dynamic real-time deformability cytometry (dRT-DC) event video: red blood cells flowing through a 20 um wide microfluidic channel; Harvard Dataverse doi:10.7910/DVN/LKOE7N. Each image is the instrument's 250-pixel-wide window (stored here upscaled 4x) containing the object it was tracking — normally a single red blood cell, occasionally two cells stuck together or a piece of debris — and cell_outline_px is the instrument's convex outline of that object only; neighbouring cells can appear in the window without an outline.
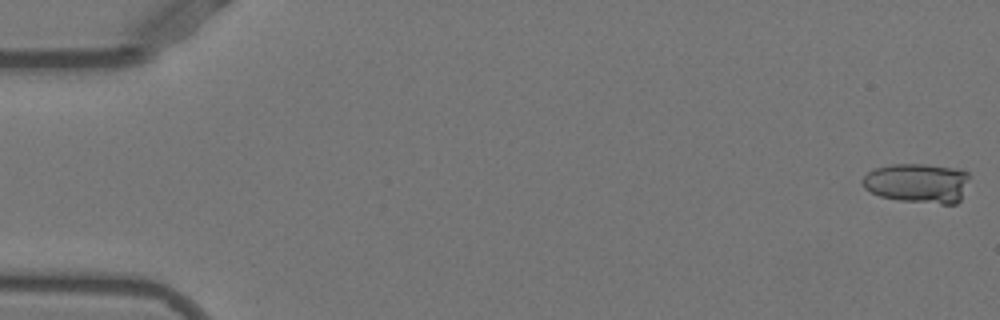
{"species": "Egyptian fruit bat (a non-hibernating species)", "species_latin": "Rousettus aegyptiacus", "temperature_condition": "warm", "stored_images_in_passage": 14, "camera_frame_rate_fps": 3000, "um_per_image_px": 0.085, "animal": {"sex": "female"}, "frame": {"image": 1, "passage_image": 1, "time_ms": 0.0, "image_size_px": [1000, 320], "cell_outline_px": [[968, 176], [960, 200], [956, 204], [940, 204], [900, 200], [880, 196], [864, 188], [860, 180], [868, 172], [876, 168], [892, 164], [924, 164], [960, 168], [968, 172]], "centroid_in_image_um": [77.98, 15.55], "position_along_channel_um": 7.0, "area_um2": 24.68}}